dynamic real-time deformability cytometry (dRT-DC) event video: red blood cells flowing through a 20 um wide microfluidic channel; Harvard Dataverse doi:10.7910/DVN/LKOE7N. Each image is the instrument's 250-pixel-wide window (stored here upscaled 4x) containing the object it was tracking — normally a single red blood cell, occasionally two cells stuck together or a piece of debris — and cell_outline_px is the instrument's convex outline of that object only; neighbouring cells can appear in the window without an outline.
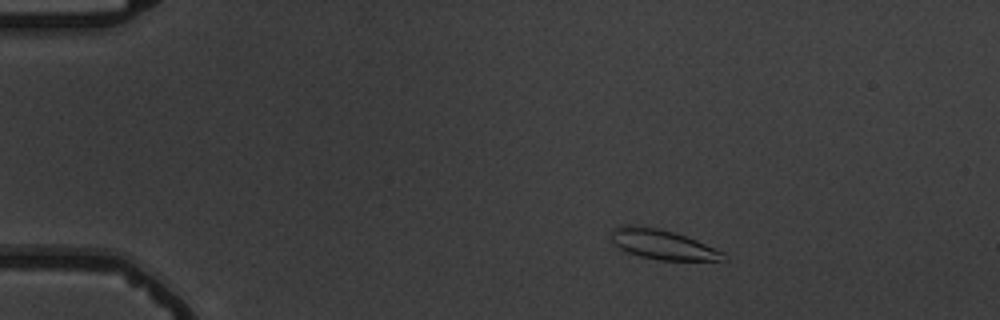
{"species": "common noctule bat (a hibernating species)", "species_latin": "Nyctalus noctula", "temperature_condition": "warm", "stored_images_in_passage": 4, "camera_frame_rate_fps": 3000, "um_per_image_px": 0.085, "animal": {"sex": "male", "body_mass_g": 19.5, "forearm_length_mm": 54.6}, "frame": {"image": 1, "passage_image": 2, "time_ms": 1.0, "image_size_px": [1000, 320], "cell_outline_px": [[728, 260], [660, 260], [640, 256], [628, 252], [620, 248], [612, 240], [612, 228], [624, 224], [628, 224], [656, 228], [672, 232], [696, 240], [724, 252], [728, 256]], "centroid_in_image_um": [56.33, 20.78], "position_along_channel_um": 28.7, "area_um2": 19.19}}